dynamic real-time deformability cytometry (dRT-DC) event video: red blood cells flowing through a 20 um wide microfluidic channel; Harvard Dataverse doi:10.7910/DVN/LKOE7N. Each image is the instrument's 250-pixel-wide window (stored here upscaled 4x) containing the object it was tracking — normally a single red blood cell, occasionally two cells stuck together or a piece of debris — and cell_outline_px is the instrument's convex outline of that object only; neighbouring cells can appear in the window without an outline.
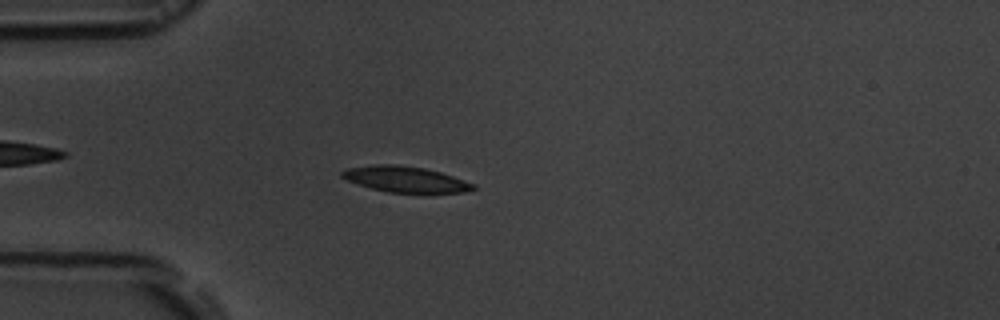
{"species": "common noctule bat (a hibernating species)", "species_latin": "Nyctalus noctula", "temperature_condition": "room temperature", "stored_images_in_passage": 48, "camera_frame_rate_fps": 3000, "um_per_image_px": 0.085, "animal": {"sex": "male", "body_mass_g": 19.5, "forearm_length_mm": 54.6}, "frame": {"image": 1, "passage_image": 15, "time_ms": 4.667, "image_size_px": [1000, 320], "cell_outline_px": [[476, 188], [464, 192], [388, 192], [372, 188], [348, 180], [340, 176], [340, 172], [348, 168], [372, 164], [396, 164], [424, 168], [440, 172], [476, 184]], "centroid_in_image_um": [34.45, 15.22], "position_along_channel_um": 50.6, "area_um2": 19.48}}
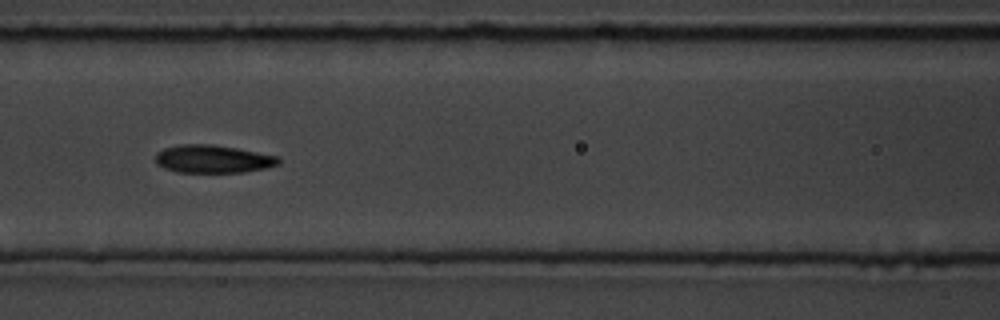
{"frame": {"image": 2, "passage_image": 24, "time_ms": 7.667, "image_size_px": [1000, 320], "cell_outline_px": [[280, 164], [268, 168], [244, 172], [176, 172], [164, 168], [156, 164], [156, 152], [164, 148], [180, 144], [212, 144], [236, 148], [280, 156]], "centroid_in_image_um": [18.12, 13.51], "position_along_channel_um": 148.5, "area_um2": 20.23}}
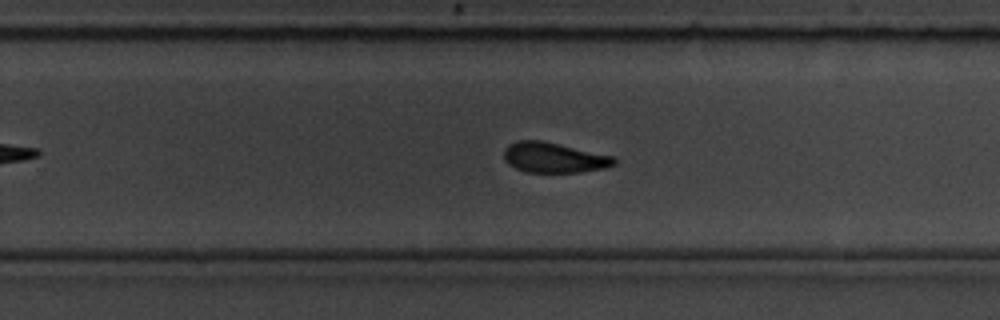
{"frame": {"image": 3, "passage_image": 35, "time_ms": 11.333, "image_size_px": [1000, 320], "cell_outline_px": [[616, 164], [604, 168], [580, 172], [524, 172], [508, 164], [504, 160], [504, 148], [508, 144], [516, 140], [544, 140], [616, 156]], "centroid_in_image_um": [47.09, 13.38], "position_along_channel_um": 282.7, "area_um2": 19.83}, "authors_computed_cell_mechanics": {"area_um2": 19.6809, "velocity_mm_per_s": 3.6739, "shape_relaxation_time_tau1_ms": 2.5642, "shape_relaxation_time_tau2_ms": 2.7124, "deformation_change_tau1": 0.1273, "deformation_change_tau2": 0.074}}